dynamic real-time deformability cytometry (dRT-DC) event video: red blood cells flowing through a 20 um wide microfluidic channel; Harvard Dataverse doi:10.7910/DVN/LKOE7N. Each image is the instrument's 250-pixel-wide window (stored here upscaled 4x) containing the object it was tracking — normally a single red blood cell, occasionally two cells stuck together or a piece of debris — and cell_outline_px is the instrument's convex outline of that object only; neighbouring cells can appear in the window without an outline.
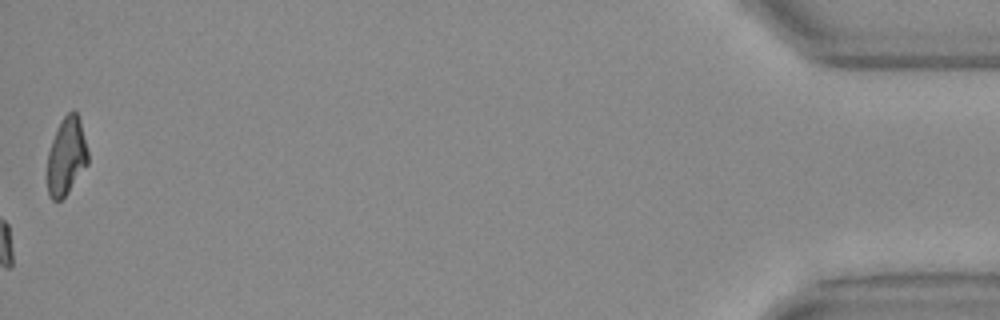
{"species": "Egyptian fruit bat (a non-hibernating species)", "species_latin": "Rousettus aegyptiacus", "temperature_condition": "warm", "stored_images_in_passage": 55, "camera_frame_rate_fps": 3000, "um_per_image_px": 0.085, "animal": {"sex": "female"}, "frame": {"image": 1, "passage_image": 55, "time_ms": 18.0, "image_size_px": [1000, 320], "cell_outline_px": [[88, 164], [68, 192], [60, 200], [52, 200], [48, 196], [48, 152], [56, 128], [60, 120], [72, 108], [76, 112], [80, 120], [88, 152]], "centroid_in_image_um": [5.64, 13.26], "position_along_channel_um": 429.6, "area_um2": 18.38}, "authors_computed_cell_mechanics": {"area_um2": 17.8024, "velocity_mm_per_s": 3.7639, "shape_relaxation_time_tau1_ms": 9.5428, "shape_relaxation_time_tau2_ms": 2.783, "deformation_change_tau1": 0.2063, "deformation_change_tau2": 0.0971}}